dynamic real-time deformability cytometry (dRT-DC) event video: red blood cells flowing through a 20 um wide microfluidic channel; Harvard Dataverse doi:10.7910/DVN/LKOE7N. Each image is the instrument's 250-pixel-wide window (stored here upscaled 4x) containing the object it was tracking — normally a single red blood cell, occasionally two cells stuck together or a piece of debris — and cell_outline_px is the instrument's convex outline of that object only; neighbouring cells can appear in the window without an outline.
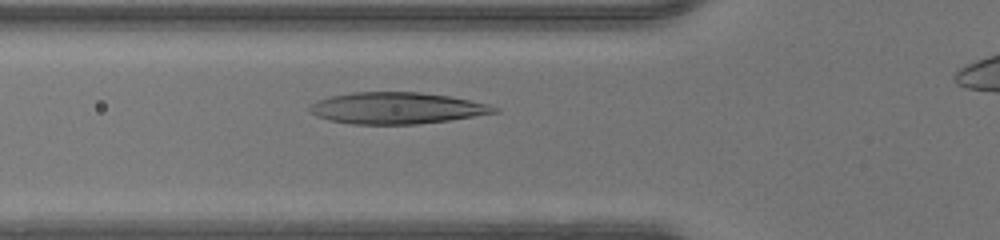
{"species": "human", "species_latin": "Homo sapiens", "temperature_condition": "warm", "stored_images_in_passage": 33, "camera_frame_rate_fps": 3000, "um_per_image_px": 0.085, "donor": {"sex": "male"}, "frame": {"image": 1, "passage_image": 7, "time_ms": 2.0, "image_size_px": [1000, 240], "cell_outline_px": [[500, 112], [448, 120], [416, 124], [352, 124], [328, 120], [316, 116], [308, 112], [308, 108], [316, 100], [328, 96], [352, 92], [420, 92], [448, 96], [488, 104], [500, 108]], "centroid_in_image_um": [33.67, 9.19], "position_along_channel_um": 92.1, "area_um2": 33.99}}
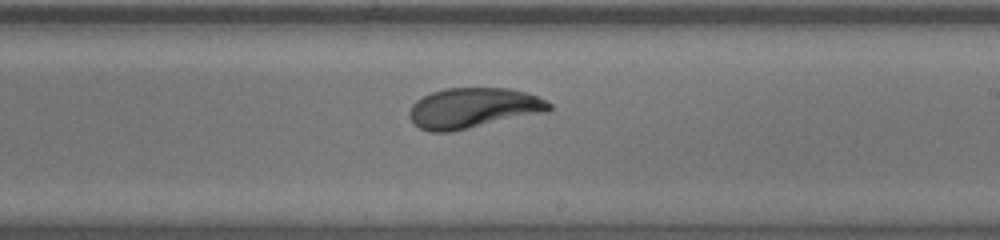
{"frame": {"image": 2, "passage_image": 18, "time_ms": 5.667, "image_size_px": [1000, 240], "cell_outline_px": [[552, 108], [548, 112], [452, 132], [428, 132], [420, 128], [408, 116], [408, 112], [412, 104], [416, 100], [432, 92], [444, 88], [508, 88], [524, 92], [536, 96], [552, 104]], "centroid_in_image_um": [40.22, 9.19], "position_along_channel_um": 248.8, "area_um2": 33.0}}
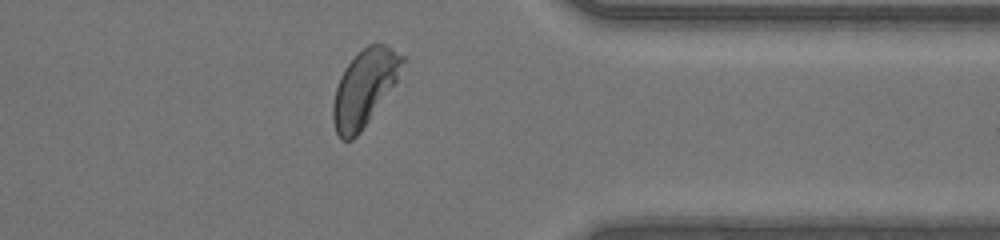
{"frame": {"image": 3, "passage_image": 28, "time_ms": 9.0, "image_size_px": [1000, 240], "cell_outline_px": [[408, 60], [396, 80], [360, 132], [352, 140], [340, 140], [336, 132], [332, 120], [332, 104], [336, 88], [340, 76], [344, 68], [368, 44], [384, 44], [392, 48], [404, 56]], "centroid_in_image_um": [30.97, 7.46], "position_along_channel_um": 380.4, "area_um2": 30.35}}